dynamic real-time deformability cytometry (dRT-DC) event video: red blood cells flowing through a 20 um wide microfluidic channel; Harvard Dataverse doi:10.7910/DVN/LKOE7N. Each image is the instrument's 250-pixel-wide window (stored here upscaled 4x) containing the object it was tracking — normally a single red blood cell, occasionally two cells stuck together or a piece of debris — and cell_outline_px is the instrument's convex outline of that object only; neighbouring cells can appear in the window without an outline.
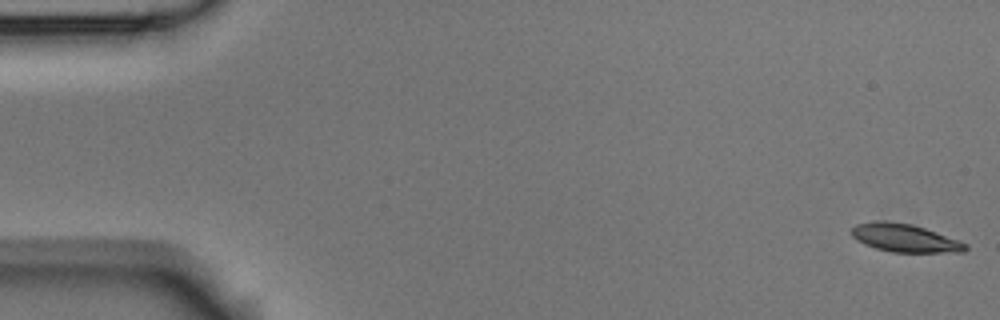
{"species": "Egyptian fruit bat (a non-hibernating species)", "species_latin": "Rousettus aegyptiacus", "temperature_condition": "room temperature", "stored_images_in_passage": 7, "camera_frame_rate_fps": 3000, "um_per_image_px": 0.085, "animal": {"sex": "male"}, "frame": {"image": 1, "passage_image": 1, "time_ms": 0.0, "image_size_px": [1000, 320], "cell_outline_px": [[968, 248], [964, 252], [892, 252], [876, 248], [864, 244], [856, 240], [852, 236], [852, 228], [856, 224], [876, 220], [884, 220], [912, 224], [960, 240], [968, 244]], "centroid_in_image_um": [76.91, 20.22], "position_along_channel_um": 8.1, "area_um2": 18.73}}
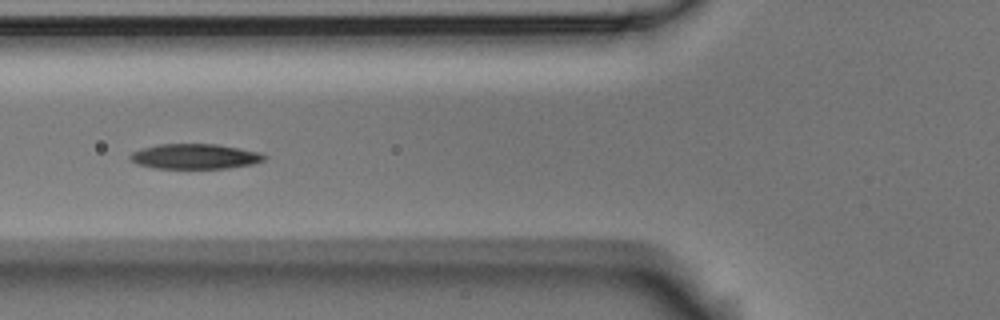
{"frame": {"image": 2, "passage_image": 6, "time_ms": 6.667, "image_size_px": [1000, 320], "cell_outline_px": [[268, 156], [264, 160], [252, 164], [228, 168], [156, 168], [136, 164], [128, 160], [128, 156], [132, 152], [140, 148], [160, 144], [216, 144], [240, 148], [260, 152]], "centroid_in_image_um": [16.54, 13.29], "position_along_channel_um": 109.3, "area_um2": 19.77}}
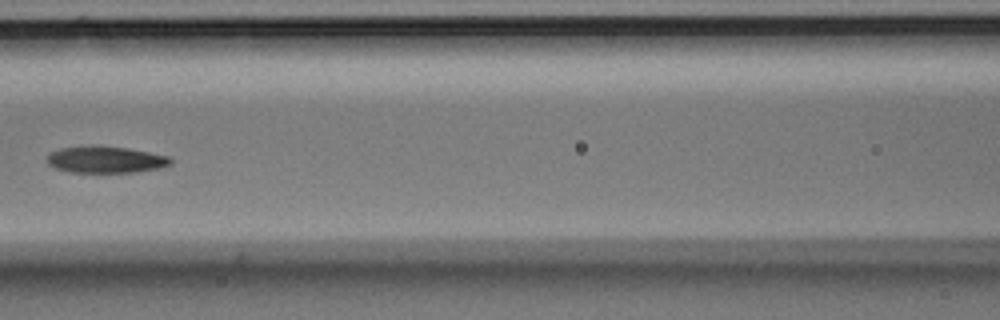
{"frame": {"image": 3, "passage_image": 7, "time_ms": 8.0, "image_size_px": [1000, 320], "cell_outline_px": [[172, 164], [160, 168], [136, 172], [68, 172], [56, 168], [48, 164], [48, 156], [52, 152], [60, 148], [92, 144], [128, 148], [172, 156]], "centroid_in_image_um": [9.02, 13.55], "position_along_channel_um": 157.6, "area_um2": 19.54}}